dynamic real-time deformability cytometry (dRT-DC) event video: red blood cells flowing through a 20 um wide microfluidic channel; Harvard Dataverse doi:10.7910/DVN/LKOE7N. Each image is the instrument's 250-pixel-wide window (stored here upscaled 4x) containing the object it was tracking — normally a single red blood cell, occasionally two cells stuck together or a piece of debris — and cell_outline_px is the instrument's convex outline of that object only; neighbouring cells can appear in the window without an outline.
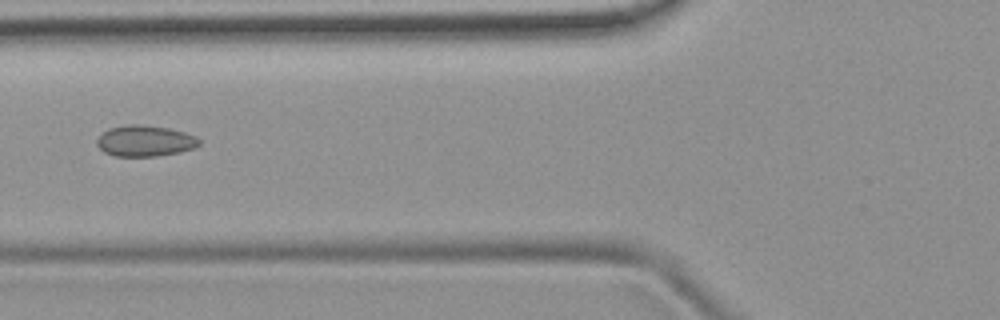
{"species": "common noctule bat (a hibernating species)", "species_latin": "Nyctalus noctula", "temperature_condition": "room temperature", "stored_images_in_passage": 36, "camera_frame_rate_fps": 3000, "um_per_image_px": 0.085, "animal": {"sex": "female", "body_mass_g": 19.9}, "frame": {"image": 1, "passage_image": 6, "time_ms": 1.667, "image_size_px": [1000, 320], "cell_outline_px": [[200, 144], [192, 148], [180, 152], [156, 156], [116, 156], [104, 152], [96, 144], [96, 140], [108, 128], [128, 124], [136, 124], [168, 128], [184, 132], [196, 136], [200, 140]], "centroid_in_image_um": [12.31, 11.97], "position_along_channel_um": 113.5, "area_um2": 18.38}}
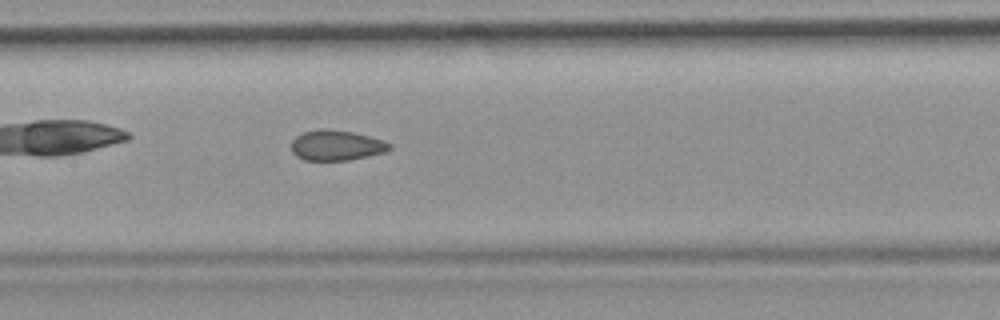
{"frame": {"image": 2, "passage_image": 11, "time_ms": 3.333, "image_size_px": [1000, 320], "cell_outline_px": [[392, 148], [384, 152], [368, 156], [348, 160], [304, 160], [296, 156], [292, 152], [292, 140], [296, 136], [304, 132], [320, 128], [324, 128], [352, 132], [384, 140], [392, 144]], "centroid_in_image_um": [28.59, 12.35], "position_along_channel_um": 178.8, "area_um2": 17.34}}
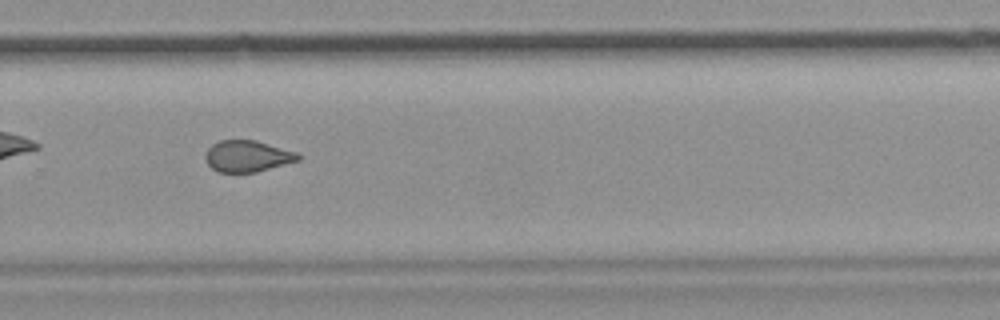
{"frame": {"image": 3, "passage_image": 21, "time_ms": 6.667, "image_size_px": [1000, 320], "cell_outline_px": [[300, 160], [256, 172], [220, 172], [212, 168], [204, 160], [204, 156], [208, 148], [212, 144], [220, 140], [256, 140], [300, 152]], "centroid_in_image_um": [21.05, 13.26], "position_along_channel_um": 308.7, "area_um2": 17.17}, "authors_computed_cell_mechanics": {"area_um2": 17.6868, "velocity_mm_per_s": 3.9113, "shape_relaxation_time_tau1_ms": null, "shape_relaxation_time_tau2_ms": 1.3501, "deformation_change_tau1": null, "deformation_change_tau2": 0.0778}}